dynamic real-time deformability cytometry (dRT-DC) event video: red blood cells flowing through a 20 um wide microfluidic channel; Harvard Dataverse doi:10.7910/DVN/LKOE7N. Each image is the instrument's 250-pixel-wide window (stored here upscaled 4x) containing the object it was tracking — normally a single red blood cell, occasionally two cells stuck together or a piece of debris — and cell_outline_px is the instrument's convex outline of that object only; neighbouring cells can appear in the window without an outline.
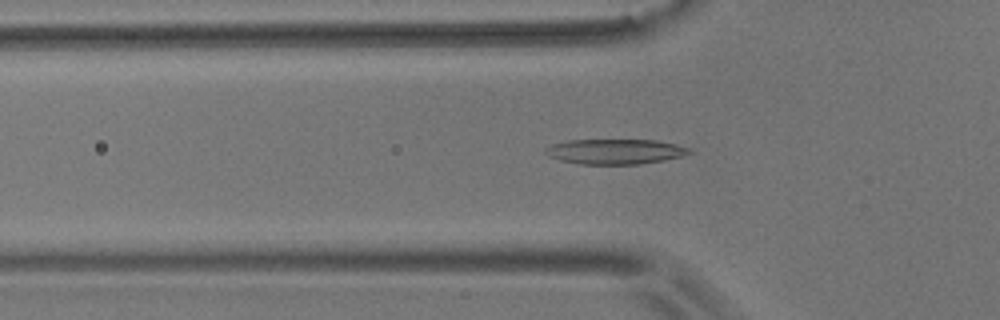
{"species": "common noctule bat (a hibernating species)", "species_latin": "Nyctalus noctula", "temperature_condition": "room temperature", "stored_images_in_passage": 48, "camera_frame_rate_fps": 3000, "um_per_image_px": 0.085, "animal": {"sex": "male", "body_mass_g": 17.9}, "frame": {"image": 1, "passage_image": 11, "time_ms": 3.333, "image_size_px": [1000, 320], "cell_outline_px": [[692, 152], [680, 156], [664, 160], [640, 164], [580, 164], [560, 160], [548, 156], [544, 152], [544, 148], [552, 144], [568, 140], [656, 140], [676, 144], [692, 148]], "centroid_in_image_um": [52.27, 12.88], "position_along_channel_um": 73.5, "area_um2": 21.1}}
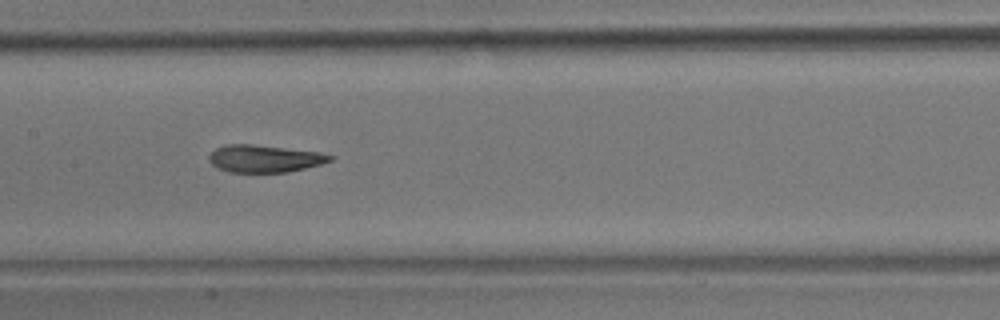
{"frame": {"image": 2, "passage_image": 20, "time_ms": 6.333, "image_size_px": [1000, 320], "cell_outline_px": [[336, 156], [332, 160], [320, 164], [288, 172], [228, 172], [216, 168], [212, 164], [208, 156], [216, 148], [224, 144], [252, 144], [320, 152]], "centroid_in_image_um": [22.47, 13.48], "position_along_channel_um": 184.9, "area_um2": 19.31}}
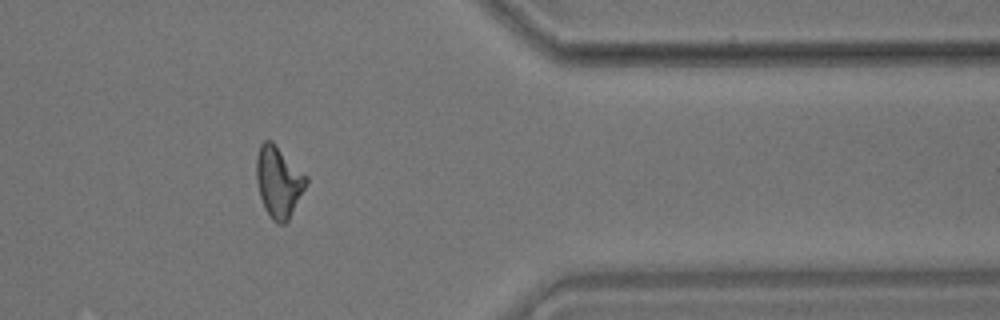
{"frame": {"image": 3, "passage_image": 38, "time_ms": 12.333, "image_size_px": [1000, 320], "cell_outline_px": [[308, 184], [288, 220], [284, 224], [276, 224], [272, 220], [264, 208], [260, 196], [256, 180], [256, 156], [260, 144], [264, 140], [272, 140], [308, 176]], "centroid_in_image_um": [23.69, 15.44], "position_along_channel_um": 387.7, "area_um2": 20.98}, "authors_computed_cell_mechanics": {"area_um2": 19.9121, "velocity_mm_per_s": 3.6781, "shape_relaxation_time_tau1_ms": 7.3775, "shape_relaxation_time_tau2_ms": 2.1679, "deformation_change_tau1": 0.2109, "deformation_change_tau2": 0.1013}}